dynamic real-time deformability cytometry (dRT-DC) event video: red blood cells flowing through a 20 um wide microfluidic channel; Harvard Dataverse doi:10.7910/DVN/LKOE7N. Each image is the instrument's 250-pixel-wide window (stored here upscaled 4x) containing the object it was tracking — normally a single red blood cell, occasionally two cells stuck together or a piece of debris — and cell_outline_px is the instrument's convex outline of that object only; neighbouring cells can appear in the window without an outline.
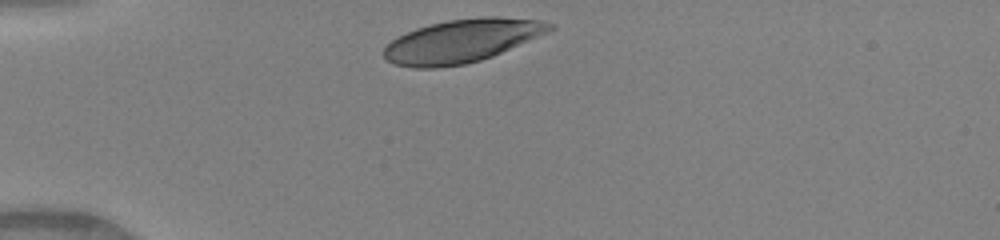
{"species": "human", "species_latin": "Homo sapiens", "temperature_condition": "warm", "stored_images_in_passage": 30, "camera_frame_rate_fps": 3000, "um_per_image_px": 0.085, "donor": {"sex": "female"}, "frame": {"image": 1, "passage_image": 1, "time_ms": 0.0, "image_size_px": [1000, 240], "cell_outline_px": [[556, 28], [548, 32], [492, 56], [480, 60], [464, 64], [436, 68], [412, 68], [396, 64], [388, 60], [384, 56], [384, 48], [392, 40], [416, 28], [448, 20], [484, 16], [500, 16], [540, 20], [556, 24]], "centroid_in_image_um": [39.3, 3.47], "position_along_channel_um": 45.7, "area_um2": 41.5}}
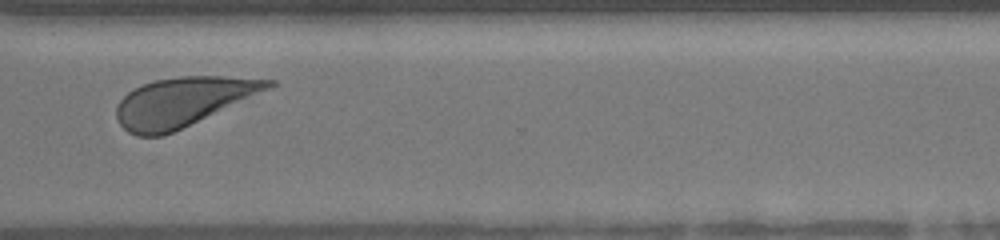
{"frame": {"image": 2, "passage_image": 26, "time_ms": 8.333, "image_size_px": [1000, 240], "cell_outline_px": [[276, 84], [272, 88], [172, 132], [160, 136], [136, 136], [128, 132], [120, 124], [116, 116], [116, 108], [120, 100], [128, 92], [144, 84], [156, 80], [180, 76], [220, 76], [276, 80]], "centroid_in_image_um": [15.54, 8.65], "position_along_channel_um": 355.1, "area_um2": 42.89}}
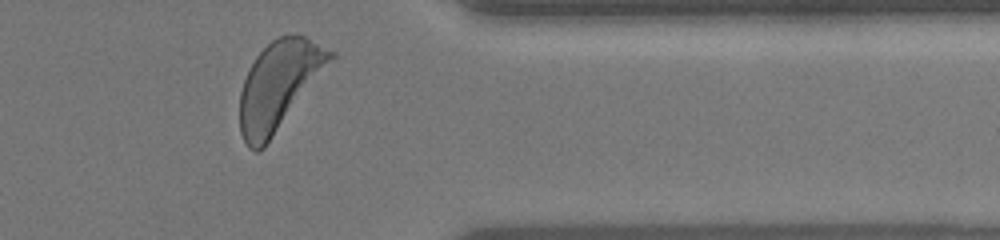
{"frame": {"image": 3, "passage_image": 29, "time_ms": 9.333, "image_size_px": [1000, 240], "cell_outline_px": [[336, 56], [264, 148], [256, 152], [248, 148], [240, 132], [240, 92], [244, 80], [256, 56], [272, 40], [280, 36], [304, 36], [336, 52]], "centroid_in_image_um": [23.71, 7.27], "position_along_channel_um": 387.7, "area_um2": 45.95}, "authors_computed_cell_mechanics": {"area_um2": 43.7835, "velocity_mm_per_s": 4.0712, "shape_relaxation_time_tau1_ms": 2.6112, "shape_relaxation_time_tau2_ms": null, "deformation_change_tau1": 0.1716, "deformation_change_tau2": null}}